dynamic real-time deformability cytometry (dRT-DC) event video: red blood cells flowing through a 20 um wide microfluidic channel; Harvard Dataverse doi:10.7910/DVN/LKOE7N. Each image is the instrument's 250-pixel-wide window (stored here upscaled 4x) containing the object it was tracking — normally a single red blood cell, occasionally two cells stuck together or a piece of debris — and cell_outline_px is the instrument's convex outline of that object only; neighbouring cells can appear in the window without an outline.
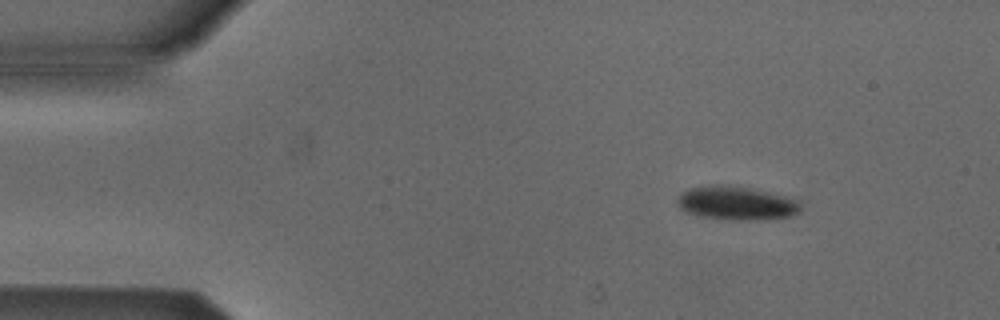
{"species": "Egyptian fruit bat (a non-hibernating species)", "species_latin": "Rousettus aegyptiacus", "temperature_condition": "cold", "stored_images_in_passage": 4, "camera_frame_rate_fps": 3000, "um_per_image_px": 0.085, "animal": {"sex": "male"}, "frame": {"image": 1, "passage_image": 1, "time_ms": 0.0, "image_size_px": [1000, 320], "cell_outline_px": [[800, 212], [788, 216], [748, 220], [728, 220], [704, 216], [684, 212], [680, 208], [676, 200], [688, 188], [712, 184], [728, 184], [752, 188], [772, 192], [800, 200]], "centroid_in_image_um": [62.6, 17.24], "position_along_channel_um": 22.4, "area_um2": 24.33}}
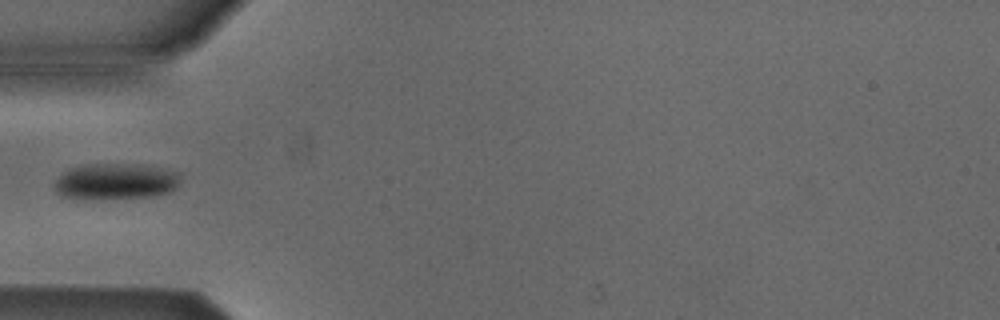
{"frame": {"image": 2, "passage_image": 4, "time_ms": 3.333, "image_size_px": [1000, 320], "cell_outline_px": [[180, 184], [176, 188], [168, 192], [152, 196], [104, 200], [72, 200], [60, 196], [52, 188], [52, 184], [68, 168], [80, 164], [136, 164], [180, 172]], "centroid_in_image_um": [9.73, 15.45], "position_along_channel_um": 75.3, "area_um2": 27.46}}